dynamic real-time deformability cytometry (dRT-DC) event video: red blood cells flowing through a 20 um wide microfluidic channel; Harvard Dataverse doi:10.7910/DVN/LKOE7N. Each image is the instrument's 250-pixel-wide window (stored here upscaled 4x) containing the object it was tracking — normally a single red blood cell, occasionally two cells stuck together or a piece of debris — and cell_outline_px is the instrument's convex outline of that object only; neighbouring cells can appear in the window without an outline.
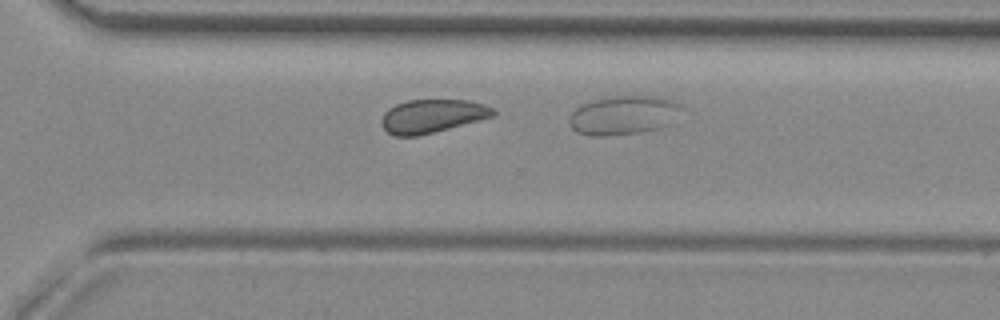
{"species": "common noctule bat (a hibernating species)", "species_latin": "Nyctalus noctula", "temperature_condition": "room temperature", "stored_images_in_passage": 24, "camera_frame_rate_fps": 3000, "um_per_image_px": 0.085, "animal": {"sex": "female", "body_mass_g": 29.2, "forearm_length_mm": 56.3}, "frame": {"image": 1, "passage_image": 21, "time_ms": 6.667, "image_size_px": [1000, 320], "cell_outline_px": [[496, 116], [416, 136], [396, 136], [388, 132], [380, 124], [380, 120], [384, 112], [388, 108], [396, 104], [408, 100], [468, 100], [484, 104], [492, 108], [496, 112]], "centroid_in_image_um": [36.72, 9.85], "position_along_channel_um": 333.9, "area_um2": 21.68}}